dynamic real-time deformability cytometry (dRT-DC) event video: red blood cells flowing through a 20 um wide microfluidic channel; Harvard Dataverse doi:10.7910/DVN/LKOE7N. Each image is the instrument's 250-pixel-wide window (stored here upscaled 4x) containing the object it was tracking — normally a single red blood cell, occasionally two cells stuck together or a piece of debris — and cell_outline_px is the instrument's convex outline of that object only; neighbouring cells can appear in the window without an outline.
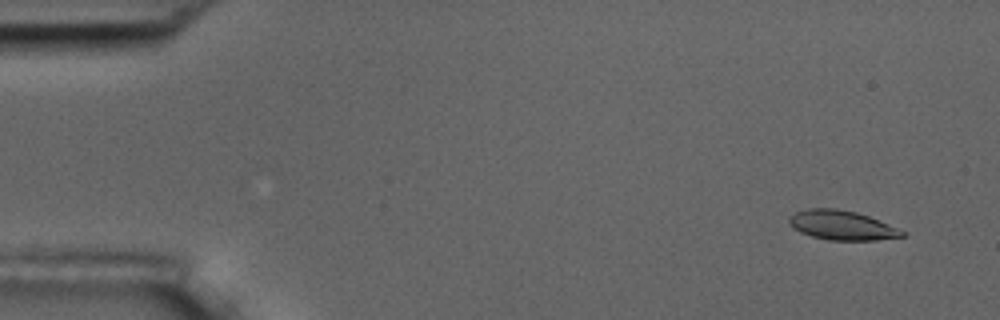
{"species": "common noctule bat (a hibernating species)", "species_latin": "Nyctalus noctula", "temperature_condition": "room temperature", "stored_images_in_passage": 57, "camera_frame_rate_fps": 3000, "um_per_image_px": 0.085, "animal": {"sex": "male", "body_mass_g": 17.5, "forearm_length_mm": 52.3}, "frame": {"image": 1, "passage_image": 4, "time_ms": 1.0, "image_size_px": [1000, 320], "cell_outline_px": [[904, 236], [876, 240], [828, 240], [812, 236], [800, 232], [788, 224], [788, 216], [796, 212], [808, 208], [836, 208], [856, 212], [868, 216], [896, 228], [904, 232]], "centroid_in_image_um": [71.48, 19.14], "position_along_channel_um": 13.5, "area_um2": 19.19}}
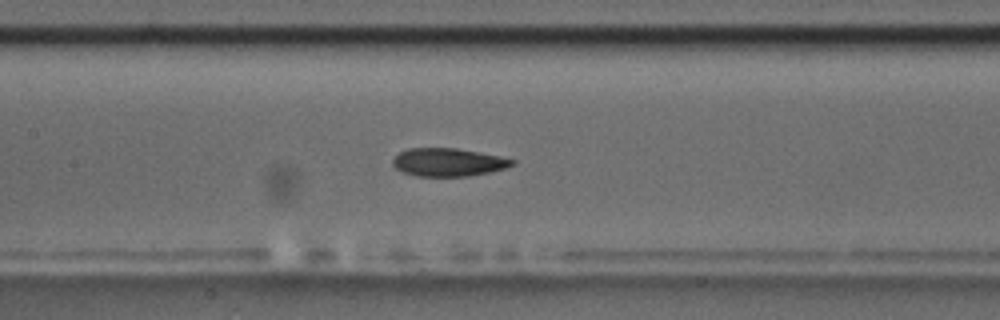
{"frame": {"image": 2, "passage_image": 27, "time_ms": 8.667, "image_size_px": [1000, 320], "cell_outline_px": [[516, 164], [504, 168], [488, 172], [468, 176], [416, 176], [404, 172], [396, 168], [392, 164], [392, 160], [400, 152], [408, 148], [456, 148], [480, 152], [500, 156], [516, 160]], "centroid_in_image_um": [38.11, 13.78], "position_along_channel_um": 169.3, "area_um2": 19.48}}
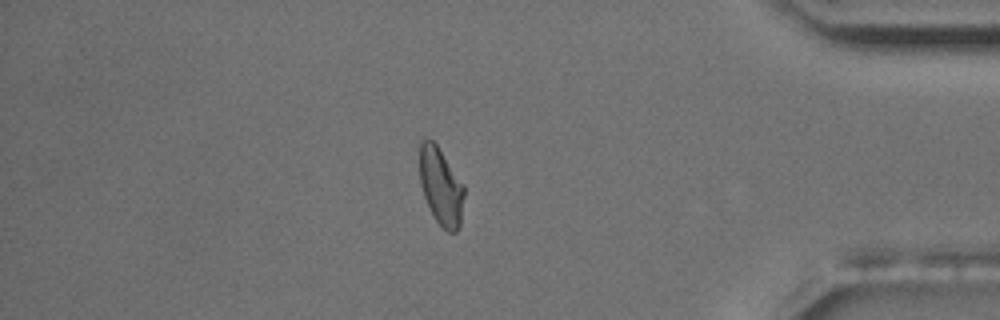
{"frame": {"image": 3, "passage_image": 49, "time_ms": 16.0, "image_size_px": [1000, 320], "cell_outline_px": [[464, 196], [460, 224], [456, 232], [448, 232], [436, 220], [424, 196], [420, 184], [420, 140], [432, 140], [436, 144], [464, 184]], "centroid_in_image_um": [37.49, 15.84], "position_along_channel_um": 397.7, "area_um2": 19.77}, "authors_computed_cell_mechanics": {"area_um2": 20.1722, "velocity_mm_per_s": 3.5704, "shape_relaxation_time_tau1_ms": null, "shape_relaxation_time_tau2_ms": 2.8337, "deformation_change_tau1": null, "deformation_change_tau2": 0.0829}}